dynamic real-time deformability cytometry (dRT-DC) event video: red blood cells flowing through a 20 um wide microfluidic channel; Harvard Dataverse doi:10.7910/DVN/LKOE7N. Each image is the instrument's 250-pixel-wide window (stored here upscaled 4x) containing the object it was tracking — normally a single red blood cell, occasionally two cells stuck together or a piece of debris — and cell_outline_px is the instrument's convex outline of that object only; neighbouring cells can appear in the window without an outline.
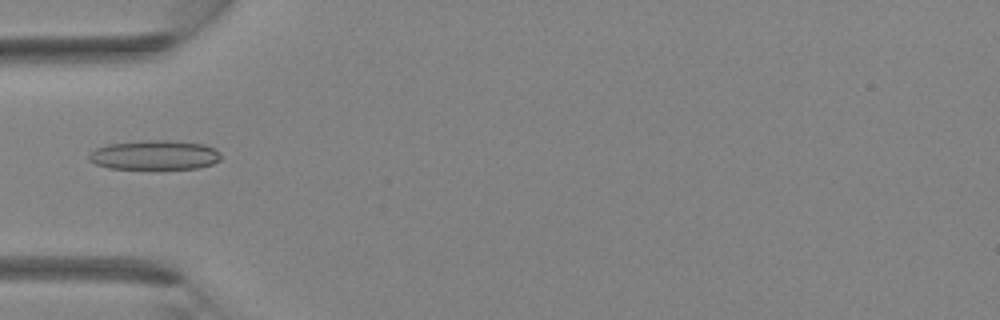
{"species": "Egyptian fruit bat (a non-hibernating species)", "species_latin": "Rousettus aegyptiacus", "temperature_condition": "room temperature", "stored_images_in_passage": 29, "camera_frame_rate_fps": 3000, "um_per_image_px": 0.085, "animal": {"sex": "female"}, "frame": {"image": 1, "passage_image": 4, "time_ms": 1.0, "image_size_px": [1000, 320], "cell_outline_px": [[220, 160], [212, 164], [200, 168], [108, 168], [96, 164], [88, 160], [88, 156], [96, 148], [108, 144], [140, 140], [168, 140], [204, 144], [220, 152]], "centroid_in_image_um": [13.14, 13.17], "position_along_channel_um": 71.9, "area_um2": 22.54}}
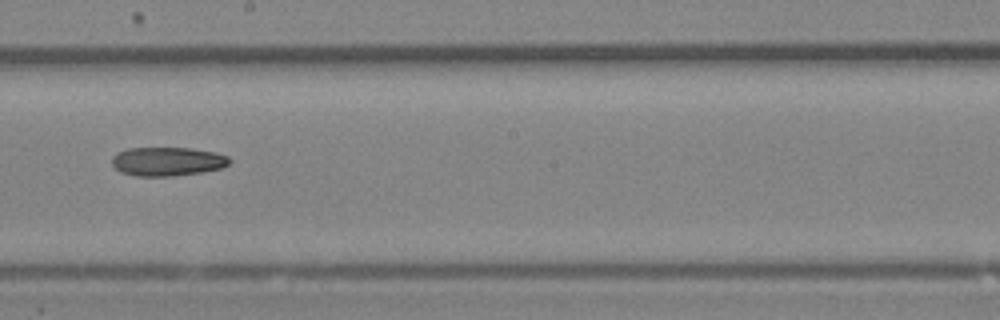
{"frame": {"image": 2, "passage_image": 13, "time_ms": 4.0, "image_size_px": [1000, 320], "cell_outline_px": [[232, 160], [228, 164], [220, 168], [204, 172], [172, 176], [136, 176], [120, 172], [112, 164], [112, 156], [116, 152], [128, 148], [192, 148], [216, 152], [228, 156]], "centroid_in_image_um": [14.23, 13.72], "position_along_channel_um": 234.0, "area_um2": 19.94}}
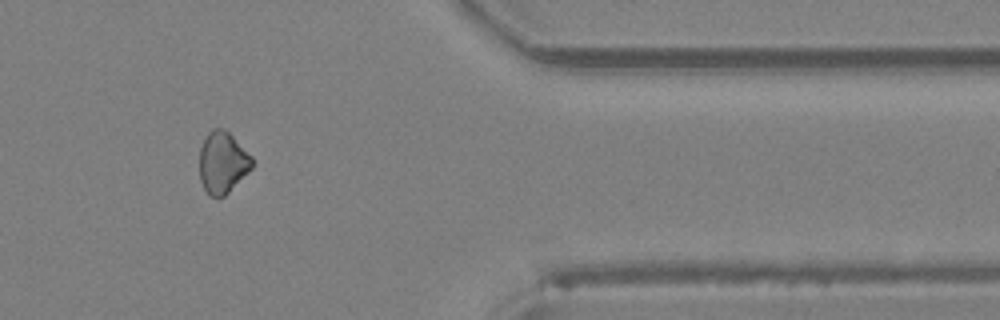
{"frame": {"image": 3, "passage_image": 23, "time_ms": 7.333, "image_size_px": [1000, 320], "cell_outline_px": [[252, 168], [224, 196], [208, 196], [200, 180], [200, 148], [208, 132], [212, 128], [224, 128], [252, 156]], "centroid_in_image_um": [18.91, 13.8], "position_along_channel_um": 392.5, "area_um2": 18.67}}